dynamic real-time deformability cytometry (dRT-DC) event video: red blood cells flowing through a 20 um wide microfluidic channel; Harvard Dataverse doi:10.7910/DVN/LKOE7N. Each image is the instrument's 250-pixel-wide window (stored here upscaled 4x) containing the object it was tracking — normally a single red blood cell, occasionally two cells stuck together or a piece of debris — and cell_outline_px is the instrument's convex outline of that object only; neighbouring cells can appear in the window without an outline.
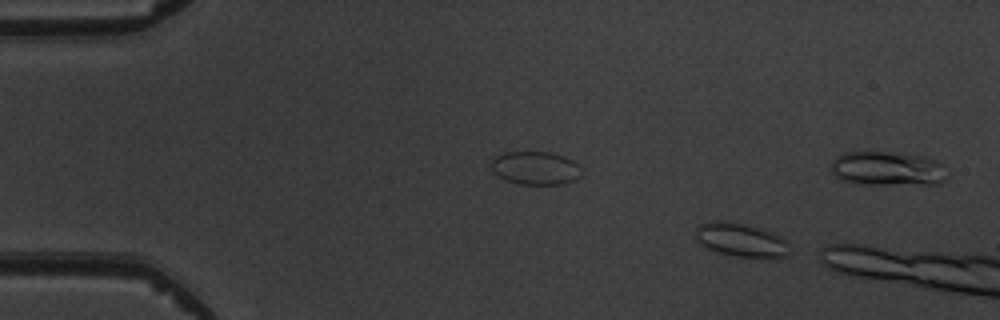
{"species": "common noctule bat (a hibernating species)", "species_latin": "Nyctalus noctula", "temperature_condition": "warm", "stored_images_in_passage": 3, "camera_frame_rate_fps": 3000, "um_per_image_px": 0.085, "animal": {"sex": "male", "body_mass_g": 19.5, "forearm_length_mm": 54.6}, "frame": {"image": 1, "passage_image": 3, "time_ms": 2.333, "image_size_px": [1000, 320], "cell_outline_px": [[788, 256], [772, 260], [736, 256], [720, 252], [708, 248], [700, 244], [696, 240], [696, 228], [700, 224], [712, 220], [724, 220], [756, 228], [780, 236], [788, 240]], "centroid_in_image_um": [63.01, 20.43], "position_along_channel_um": 22.0, "area_um2": 18.55}}